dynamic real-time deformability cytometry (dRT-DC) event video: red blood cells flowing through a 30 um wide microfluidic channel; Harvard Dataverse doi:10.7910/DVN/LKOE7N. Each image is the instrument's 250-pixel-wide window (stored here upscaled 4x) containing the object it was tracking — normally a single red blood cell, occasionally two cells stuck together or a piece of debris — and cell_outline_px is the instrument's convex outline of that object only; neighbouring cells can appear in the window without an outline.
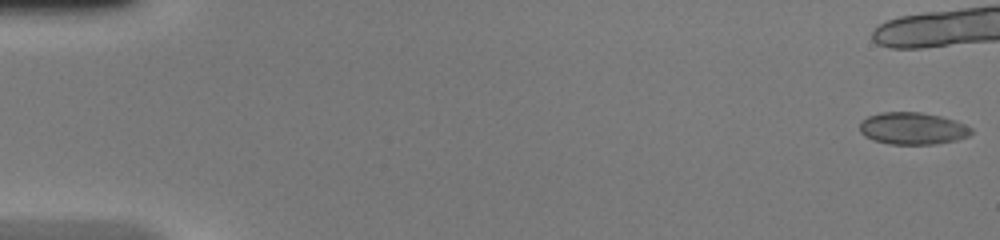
{"species": "common noctule bat (a hibernating species)", "species_latin": "Nyctalus noctula", "temperature_condition": "warm", "stored_images_in_passage": 15, "camera_frame_rate_fps": 3000, "um_per_image_px": 0.085, "animal": {"sex": "female", "body_mass_g": 20.0, "forearm_length_mm": 54.0}, "frame": {"image": 1, "passage_image": 1, "time_ms": 0.0, "image_size_px": [1000, 240], "cell_outline_px": [[972, 132], [968, 136], [956, 140], [936, 144], [888, 144], [872, 140], [864, 136], [860, 132], [860, 120], [868, 116], [880, 112], [920, 112], [940, 116], [956, 120], [972, 128]], "centroid_in_image_um": [77.54, 10.91], "position_along_channel_um": 7.5, "area_um2": 21.04}}